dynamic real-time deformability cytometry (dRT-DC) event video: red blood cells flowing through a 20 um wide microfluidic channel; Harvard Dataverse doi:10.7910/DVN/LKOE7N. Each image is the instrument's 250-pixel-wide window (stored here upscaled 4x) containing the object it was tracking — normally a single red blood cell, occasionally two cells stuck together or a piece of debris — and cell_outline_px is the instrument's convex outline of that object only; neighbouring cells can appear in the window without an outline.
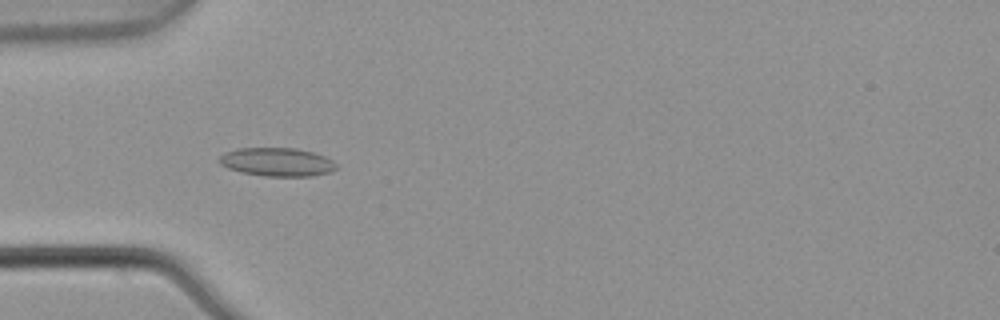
{"species": "common noctule bat (a hibernating species)", "species_latin": "Nyctalus noctula", "temperature_condition": "warm", "stored_images_in_passage": 6, "camera_frame_rate_fps": 3000, "um_per_image_px": 0.085, "animal": {"sex": "male", "body_mass_g": 21.5, "forearm_length_mm": 52.0}, "frame": {"image": 1, "passage_image": 5, "time_ms": 1.333, "image_size_px": [1000, 320], "cell_outline_px": [[336, 168], [332, 172], [312, 176], [264, 176], [240, 172], [228, 168], [220, 164], [216, 160], [224, 152], [236, 148], [296, 148], [312, 152], [324, 156], [332, 160], [336, 164]], "centroid_in_image_um": [23.52, 13.77], "position_along_channel_um": 61.5, "area_um2": 19.59}}
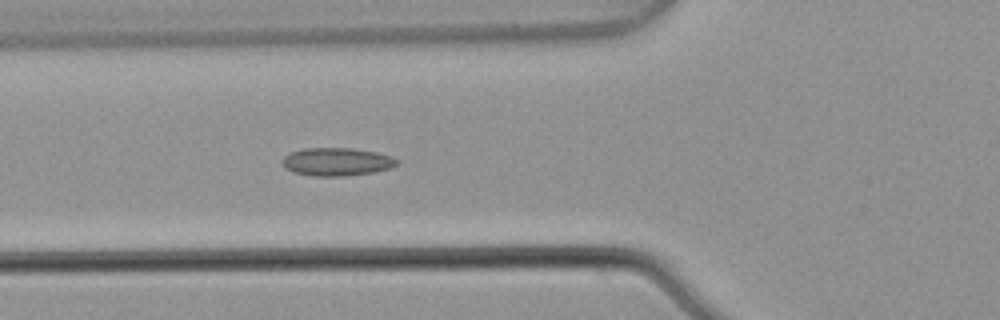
{"frame": {"image": 2, "passage_image": 6, "time_ms": 1.667, "image_size_px": [1000, 320], "cell_outline_px": [[400, 160], [392, 168], [372, 172], [344, 176], [312, 176], [292, 172], [284, 168], [280, 160], [288, 152], [304, 148], [352, 148], [376, 152], [392, 156]], "centroid_in_image_um": [28.58, 13.75], "position_along_channel_um": 97.2, "area_um2": 19.02}}